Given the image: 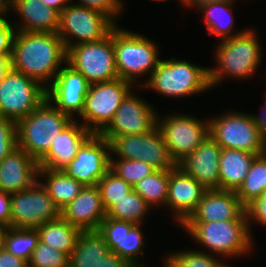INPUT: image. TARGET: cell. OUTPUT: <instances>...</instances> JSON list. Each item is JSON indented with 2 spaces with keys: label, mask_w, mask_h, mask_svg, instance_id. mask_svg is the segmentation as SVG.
<instances>
[{
  "label": "cell",
  "mask_w": 266,
  "mask_h": 267,
  "mask_svg": "<svg viewBox=\"0 0 266 267\" xmlns=\"http://www.w3.org/2000/svg\"><path fill=\"white\" fill-rule=\"evenodd\" d=\"M66 57L67 51L56 32L15 31L11 68L37 80L46 88L62 68L60 65L66 63Z\"/></svg>",
  "instance_id": "1"
},
{
  "label": "cell",
  "mask_w": 266,
  "mask_h": 267,
  "mask_svg": "<svg viewBox=\"0 0 266 267\" xmlns=\"http://www.w3.org/2000/svg\"><path fill=\"white\" fill-rule=\"evenodd\" d=\"M254 31L246 28L243 33L219 43L215 50L217 66L209 68L211 88L221 83L225 76L240 80L257 72L256 69L262 62V52Z\"/></svg>",
  "instance_id": "2"
},
{
  "label": "cell",
  "mask_w": 266,
  "mask_h": 267,
  "mask_svg": "<svg viewBox=\"0 0 266 267\" xmlns=\"http://www.w3.org/2000/svg\"><path fill=\"white\" fill-rule=\"evenodd\" d=\"M73 119L56 109L46 98L32 113L16 123L17 147L38 162L48 152L52 139Z\"/></svg>",
  "instance_id": "3"
},
{
  "label": "cell",
  "mask_w": 266,
  "mask_h": 267,
  "mask_svg": "<svg viewBox=\"0 0 266 267\" xmlns=\"http://www.w3.org/2000/svg\"><path fill=\"white\" fill-rule=\"evenodd\" d=\"M150 78L137 84L169 97H185L205 92L211 88L209 68L201 67L186 60H160Z\"/></svg>",
  "instance_id": "4"
},
{
  "label": "cell",
  "mask_w": 266,
  "mask_h": 267,
  "mask_svg": "<svg viewBox=\"0 0 266 267\" xmlns=\"http://www.w3.org/2000/svg\"><path fill=\"white\" fill-rule=\"evenodd\" d=\"M181 226L197 243L218 256L245 255L253 246L248 220L183 222Z\"/></svg>",
  "instance_id": "5"
},
{
  "label": "cell",
  "mask_w": 266,
  "mask_h": 267,
  "mask_svg": "<svg viewBox=\"0 0 266 267\" xmlns=\"http://www.w3.org/2000/svg\"><path fill=\"white\" fill-rule=\"evenodd\" d=\"M113 48L118 77L133 85L140 75L152 74L161 60L152 40L118 26L113 28Z\"/></svg>",
  "instance_id": "6"
},
{
  "label": "cell",
  "mask_w": 266,
  "mask_h": 267,
  "mask_svg": "<svg viewBox=\"0 0 266 267\" xmlns=\"http://www.w3.org/2000/svg\"><path fill=\"white\" fill-rule=\"evenodd\" d=\"M209 136L222 149H236L262 155L266 142L252 114L229 112L209 119Z\"/></svg>",
  "instance_id": "7"
},
{
  "label": "cell",
  "mask_w": 266,
  "mask_h": 267,
  "mask_svg": "<svg viewBox=\"0 0 266 267\" xmlns=\"http://www.w3.org/2000/svg\"><path fill=\"white\" fill-rule=\"evenodd\" d=\"M66 63L90 84L118 79L113 48V29L102 40L80 43L67 50Z\"/></svg>",
  "instance_id": "8"
},
{
  "label": "cell",
  "mask_w": 266,
  "mask_h": 267,
  "mask_svg": "<svg viewBox=\"0 0 266 267\" xmlns=\"http://www.w3.org/2000/svg\"><path fill=\"white\" fill-rule=\"evenodd\" d=\"M46 98L45 86L11 68L0 82V116L17 123Z\"/></svg>",
  "instance_id": "9"
},
{
  "label": "cell",
  "mask_w": 266,
  "mask_h": 267,
  "mask_svg": "<svg viewBox=\"0 0 266 267\" xmlns=\"http://www.w3.org/2000/svg\"><path fill=\"white\" fill-rule=\"evenodd\" d=\"M133 84L121 78L90 84L80 117L91 133L100 134L111 122L125 97L133 90ZM132 88V89H131Z\"/></svg>",
  "instance_id": "10"
},
{
  "label": "cell",
  "mask_w": 266,
  "mask_h": 267,
  "mask_svg": "<svg viewBox=\"0 0 266 267\" xmlns=\"http://www.w3.org/2000/svg\"><path fill=\"white\" fill-rule=\"evenodd\" d=\"M115 26L106 15L76 3H70L60 12L57 34L67 51L80 43L102 40ZM72 38L77 39L74 42Z\"/></svg>",
  "instance_id": "11"
},
{
  "label": "cell",
  "mask_w": 266,
  "mask_h": 267,
  "mask_svg": "<svg viewBox=\"0 0 266 267\" xmlns=\"http://www.w3.org/2000/svg\"><path fill=\"white\" fill-rule=\"evenodd\" d=\"M158 118L157 127L175 164L192 153L209 136V120L202 121L180 113L159 118L161 120Z\"/></svg>",
  "instance_id": "12"
},
{
  "label": "cell",
  "mask_w": 266,
  "mask_h": 267,
  "mask_svg": "<svg viewBox=\"0 0 266 267\" xmlns=\"http://www.w3.org/2000/svg\"><path fill=\"white\" fill-rule=\"evenodd\" d=\"M61 217V210L39 180L27 190L10 194V227L31 228Z\"/></svg>",
  "instance_id": "13"
},
{
  "label": "cell",
  "mask_w": 266,
  "mask_h": 267,
  "mask_svg": "<svg viewBox=\"0 0 266 267\" xmlns=\"http://www.w3.org/2000/svg\"><path fill=\"white\" fill-rule=\"evenodd\" d=\"M110 144L111 154L119 158L144 161L156 170H171L176 166L157 125L144 134L116 136Z\"/></svg>",
  "instance_id": "14"
},
{
  "label": "cell",
  "mask_w": 266,
  "mask_h": 267,
  "mask_svg": "<svg viewBox=\"0 0 266 267\" xmlns=\"http://www.w3.org/2000/svg\"><path fill=\"white\" fill-rule=\"evenodd\" d=\"M110 152V142L100 134L92 133L62 170L83 186H98L110 169Z\"/></svg>",
  "instance_id": "15"
},
{
  "label": "cell",
  "mask_w": 266,
  "mask_h": 267,
  "mask_svg": "<svg viewBox=\"0 0 266 267\" xmlns=\"http://www.w3.org/2000/svg\"><path fill=\"white\" fill-rule=\"evenodd\" d=\"M139 98L131 91L100 135L110 142L116 136L151 131L157 125V113L153 106Z\"/></svg>",
  "instance_id": "16"
},
{
  "label": "cell",
  "mask_w": 266,
  "mask_h": 267,
  "mask_svg": "<svg viewBox=\"0 0 266 267\" xmlns=\"http://www.w3.org/2000/svg\"><path fill=\"white\" fill-rule=\"evenodd\" d=\"M66 65L47 86L46 97L56 109L73 118L74 114L80 116L83 112L90 83L79 71L68 63Z\"/></svg>",
  "instance_id": "17"
},
{
  "label": "cell",
  "mask_w": 266,
  "mask_h": 267,
  "mask_svg": "<svg viewBox=\"0 0 266 267\" xmlns=\"http://www.w3.org/2000/svg\"><path fill=\"white\" fill-rule=\"evenodd\" d=\"M141 224L106 217L98 228L109 250L125 259L133 267H145L139 262L143 255V236ZM138 260V261H137Z\"/></svg>",
  "instance_id": "18"
},
{
  "label": "cell",
  "mask_w": 266,
  "mask_h": 267,
  "mask_svg": "<svg viewBox=\"0 0 266 267\" xmlns=\"http://www.w3.org/2000/svg\"><path fill=\"white\" fill-rule=\"evenodd\" d=\"M248 220L245 207L234 191L206 190L196 209L184 222Z\"/></svg>",
  "instance_id": "19"
},
{
  "label": "cell",
  "mask_w": 266,
  "mask_h": 267,
  "mask_svg": "<svg viewBox=\"0 0 266 267\" xmlns=\"http://www.w3.org/2000/svg\"><path fill=\"white\" fill-rule=\"evenodd\" d=\"M222 148L208 136L176 166L194 177L207 190L219 189V161Z\"/></svg>",
  "instance_id": "20"
},
{
  "label": "cell",
  "mask_w": 266,
  "mask_h": 267,
  "mask_svg": "<svg viewBox=\"0 0 266 267\" xmlns=\"http://www.w3.org/2000/svg\"><path fill=\"white\" fill-rule=\"evenodd\" d=\"M207 189L194 177L175 166L169 170V185L166 206L174 212L180 225L196 209Z\"/></svg>",
  "instance_id": "21"
},
{
  "label": "cell",
  "mask_w": 266,
  "mask_h": 267,
  "mask_svg": "<svg viewBox=\"0 0 266 267\" xmlns=\"http://www.w3.org/2000/svg\"><path fill=\"white\" fill-rule=\"evenodd\" d=\"M61 217L81 231L98 230L106 218L98 186H84L80 193L61 210Z\"/></svg>",
  "instance_id": "22"
},
{
  "label": "cell",
  "mask_w": 266,
  "mask_h": 267,
  "mask_svg": "<svg viewBox=\"0 0 266 267\" xmlns=\"http://www.w3.org/2000/svg\"><path fill=\"white\" fill-rule=\"evenodd\" d=\"M39 163L20 148L0 161V191L21 192L38 181Z\"/></svg>",
  "instance_id": "23"
},
{
  "label": "cell",
  "mask_w": 266,
  "mask_h": 267,
  "mask_svg": "<svg viewBox=\"0 0 266 267\" xmlns=\"http://www.w3.org/2000/svg\"><path fill=\"white\" fill-rule=\"evenodd\" d=\"M92 133L75 119L52 139L48 152L38 161L40 168L62 170L71 162Z\"/></svg>",
  "instance_id": "24"
},
{
  "label": "cell",
  "mask_w": 266,
  "mask_h": 267,
  "mask_svg": "<svg viewBox=\"0 0 266 267\" xmlns=\"http://www.w3.org/2000/svg\"><path fill=\"white\" fill-rule=\"evenodd\" d=\"M10 7L23 22L18 25L16 31L57 33L59 30L60 13L40 0H14Z\"/></svg>",
  "instance_id": "25"
},
{
  "label": "cell",
  "mask_w": 266,
  "mask_h": 267,
  "mask_svg": "<svg viewBox=\"0 0 266 267\" xmlns=\"http://www.w3.org/2000/svg\"><path fill=\"white\" fill-rule=\"evenodd\" d=\"M256 156L242 150L222 149L219 161V189L236 192Z\"/></svg>",
  "instance_id": "26"
},
{
  "label": "cell",
  "mask_w": 266,
  "mask_h": 267,
  "mask_svg": "<svg viewBox=\"0 0 266 267\" xmlns=\"http://www.w3.org/2000/svg\"><path fill=\"white\" fill-rule=\"evenodd\" d=\"M202 10L205 14L204 22L209 35H215L223 40L232 38L243 33L233 32V14H231L233 3L213 0H198L191 7Z\"/></svg>",
  "instance_id": "27"
},
{
  "label": "cell",
  "mask_w": 266,
  "mask_h": 267,
  "mask_svg": "<svg viewBox=\"0 0 266 267\" xmlns=\"http://www.w3.org/2000/svg\"><path fill=\"white\" fill-rule=\"evenodd\" d=\"M109 252L97 230L81 231L69 256V267H95Z\"/></svg>",
  "instance_id": "28"
},
{
  "label": "cell",
  "mask_w": 266,
  "mask_h": 267,
  "mask_svg": "<svg viewBox=\"0 0 266 267\" xmlns=\"http://www.w3.org/2000/svg\"><path fill=\"white\" fill-rule=\"evenodd\" d=\"M38 177H46V182L40 183L60 210L67 206L84 187L63 170L39 168Z\"/></svg>",
  "instance_id": "29"
},
{
  "label": "cell",
  "mask_w": 266,
  "mask_h": 267,
  "mask_svg": "<svg viewBox=\"0 0 266 267\" xmlns=\"http://www.w3.org/2000/svg\"><path fill=\"white\" fill-rule=\"evenodd\" d=\"M39 241L70 256L81 230L60 217L35 228Z\"/></svg>",
  "instance_id": "30"
},
{
  "label": "cell",
  "mask_w": 266,
  "mask_h": 267,
  "mask_svg": "<svg viewBox=\"0 0 266 267\" xmlns=\"http://www.w3.org/2000/svg\"><path fill=\"white\" fill-rule=\"evenodd\" d=\"M266 192V153L252 161L247 176L236 191L241 204L246 208Z\"/></svg>",
  "instance_id": "31"
},
{
  "label": "cell",
  "mask_w": 266,
  "mask_h": 267,
  "mask_svg": "<svg viewBox=\"0 0 266 267\" xmlns=\"http://www.w3.org/2000/svg\"><path fill=\"white\" fill-rule=\"evenodd\" d=\"M169 185V170H156L138 181L133 190L139 194L150 207L162 204L166 206Z\"/></svg>",
  "instance_id": "32"
},
{
  "label": "cell",
  "mask_w": 266,
  "mask_h": 267,
  "mask_svg": "<svg viewBox=\"0 0 266 267\" xmlns=\"http://www.w3.org/2000/svg\"><path fill=\"white\" fill-rule=\"evenodd\" d=\"M39 242L36 229L7 227L4 234V248L16 257L29 262Z\"/></svg>",
  "instance_id": "33"
},
{
  "label": "cell",
  "mask_w": 266,
  "mask_h": 267,
  "mask_svg": "<svg viewBox=\"0 0 266 267\" xmlns=\"http://www.w3.org/2000/svg\"><path fill=\"white\" fill-rule=\"evenodd\" d=\"M149 210L150 206L147 202L132 190L106 212V217L141 224Z\"/></svg>",
  "instance_id": "34"
},
{
  "label": "cell",
  "mask_w": 266,
  "mask_h": 267,
  "mask_svg": "<svg viewBox=\"0 0 266 267\" xmlns=\"http://www.w3.org/2000/svg\"><path fill=\"white\" fill-rule=\"evenodd\" d=\"M98 187L101 193L102 204L106 212L133 190L130 184L121 179L111 169H109L106 175L98 182Z\"/></svg>",
  "instance_id": "35"
},
{
  "label": "cell",
  "mask_w": 266,
  "mask_h": 267,
  "mask_svg": "<svg viewBox=\"0 0 266 267\" xmlns=\"http://www.w3.org/2000/svg\"><path fill=\"white\" fill-rule=\"evenodd\" d=\"M110 169L132 187L141 179L156 171L154 167L140 160H127L110 156Z\"/></svg>",
  "instance_id": "36"
},
{
  "label": "cell",
  "mask_w": 266,
  "mask_h": 267,
  "mask_svg": "<svg viewBox=\"0 0 266 267\" xmlns=\"http://www.w3.org/2000/svg\"><path fill=\"white\" fill-rule=\"evenodd\" d=\"M208 251H181L170 254L164 261V267H217L218 258Z\"/></svg>",
  "instance_id": "37"
},
{
  "label": "cell",
  "mask_w": 266,
  "mask_h": 267,
  "mask_svg": "<svg viewBox=\"0 0 266 267\" xmlns=\"http://www.w3.org/2000/svg\"><path fill=\"white\" fill-rule=\"evenodd\" d=\"M28 267H69V256L39 241L33 250Z\"/></svg>",
  "instance_id": "38"
},
{
  "label": "cell",
  "mask_w": 266,
  "mask_h": 267,
  "mask_svg": "<svg viewBox=\"0 0 266 267\" xmlns=\"http://www.w3.org/2000/svg\"><path fill=\"white\" fill-rule=\"evenodd\" d=\"M16 148V122L0 116V161Z\"/></svg>",
  "instance_id": "39"
},
{
  "label": "cell",
  "mask_w": 266,
  "mask_h": 267,
  "mask_svg": "<svg viewBox=\"0 0 266 267\" xmlns=\"http://www.w3.org/2000/svg\"><path fill=\"white\" fill-rule=\"evenodd\" d=\"M79 2L81 3L76 5L90 8L106 15L115 25L116 22L114 20L117 19L115 16L122 13L121 11H123L122 8L124 7L122 0H79Z\"/></svg>",
  "instance_id": "40"
},
{
  "label": "cell",
  "mask_w": 266,
  "mask_h": 267,
  "mask_svg": "<svg viewBox=\"0 0 266 267\" xmlns=\"http://www.w3.org/2000/svg\"><path fill=\"white\" fill-rule=\"evenodd\" d=\"M245 211L247 214L249 230H252L250 229L251 220L252 222L255 220V222L257 221L260 225L262 224V226H266V192L249 204L245 208Z\"/></svg>",
  "instance_id": "41"
},
{
  "label": "cell",
  "mask_w": 266,
  "mask_h": 267,
  "mask_svg": "<svg viewBox=\"0 0 266 267\" xmlns=\"http://www.w3.org/2000/svg\"><path fill=\"white\" fill-rule=\"evenodd\" d=\"M10 23L8 19H0V54L8 57H11L13 38L17 28Z\"/></svg>",
  "instance_id": "42"
},
{
  "label": "cell",
  "mask_w": 266,
  "mask_h": 267,
  "mask_svg": "<svg viewBox=\"0 0 266 267\" xmlns=\"http://www.w3.org/2000/svg\"><path fill=\"white\" fill-rule=\"evenodd\" d=\"M0 267H28V262L14 256L3 246L0 248Z\"/></svg>",
  "instance_id": "43"
},
{
  "label": "cell",
  "mask_w": 266,
  "mask_h": 267,
  "mask_svg": "<svg viewBox=\"0 0 266 267\" xmlns=\"http://www.w3.org/2000/svg\"><path fill=\"white\" fill-rule=\"evenodd\" d=\"M95 267H133L125 259L110 251Z\"/></svg>",
  "instance_id": "44"
},
{
  "label": "cell",
  "mask_w": 266,
  "mask_h": 267,
  "mask_svg": "<svg viewBox=\"0 0 266 267\" xmlns=\"http://www.w3.org/2000/svg\"><path fill=\"white\" fill-rule=\"evenodd\" d=\"M0 224L10 227V194L0 191Z\"/></svg>",
  "instance_id": "45"
},
{
  "label": "cell",
  "mask_w": 266,
  "mask_h": 267,
  "mask_svg": "<svg viewBox=\"0 0 266 267\" xmlns=\"http://www.w3.org/2000/svg\"><path fill=\"white\" fill-rule=\"evenodd\" d=\"M265 104H266V102H265ZM263 108H264L263 110L266 112V106H264ZM265 116H266V113H263V115L262 114L254 115L253 114L254 121L257 124L264 141L266 142V117Z\"/></svg>",
  "instance_id": "46"
},
{
  "label": "cell",
  "mask_w": 266,
  "mask_h": 267,
  "mask_svg": "<svg viewBox=\"0 0 266 267\" xmlns=\"http://www.w3.org/2000/svg\"><path fill=\"white\" fill-rule=\"evenodd\" d=\"M11 69L10 57L0 54V82L4 79L6 73Z\"/></svg>",
  "instance_id": "47"
},
{
  "label": "cell",
  "mask_w": 266,
  "mask_h": 267,
  "mask_svg": "<svg viewBox=\"0 0 266 267\" xmlns=\"http://www.w3.org/2000/svg\"><path fill=\"white\" fill-rule=\"evenodd\" d=\"M44 5H47L59 13L68 5L71 0H40Z\"/></svg>",
  "instance_id": "48"
},
{
  "label": "cell",
  "mask_w": 266,
  "mask_h": 267,
  "mask_svg": "<svg viewBox=\"0 0 266 267\" xmlns=\"http://www.w3.org/2000/svg\"><path fill=\"white\" fill-rule=\"evenodd\" d=\"M10 4L6 0H0V19H6L3 17L9 12Z\"/></svg>",
  "instance_id": "49"
},
{
  "label": "cell",
  "mask_w": 266,
  "mask_h": 267,
  "mask_svg": "<svg viewBox=\"0 0 266 267\" xmlns=\"http://www.w3.org/2000/svg\"><path fill=\"white\" fill-rule=\"evenodd\" d=\"M7 227L3 224H0V248L3 247V243H4V234L6 231Z\"/></svg>",
  "instance_id": "50"
},
{
  "label": "cell",
  "mask_w": 266,
  "mask_h": 267,
  "mask_svg": "<svg viewBox=\"0 0 266 267\" xmlns=\"http://www.w3.org/2000/svg\"><path fill=\"white\" fill-rule=\"evenodd\" d=\"M196 1L198 0H184V5L187 7H191V5H193Z\"/></svg>",
  "instance_id": "51"
},
{
  "label": "cell",
  "mask_w": 266,
  "mask_h": 267,
  "mask_svg": "<svg viewBox=\"0 0 266 267\" xmlns=\"http://www.w3.org/2000/svg\"><path fill=\"white\" fill-rule=\"evenodd\" d=\"M223 260H221V262L217 265V267H230L228 264H224V262H222Z\"/></svg>",
  "instance_id": "52"
},
{
  "label": "cell",
  "mask_w": 266,
  "mask_h": 267,
  "mask_svg": "<svg viewBox=\"0 0 266 267\" xmlns=\"http://www.w3.org/2000/svg\"><path fill=\"white\" fill-rule=\"evenodd\" d=\"M213 1H224V2H229V3H235V0H213Z\"/></svg>",
  "instance_id": "53"
},
{
  "label": "cell",
  "mask_w": 266,
  "mask_h": 267,
  "mask_svg": "<svg viewBox=\"0 0 266 267\" xmlns=\"http://www.w3.org/2000/svg\"><path fill=\"white\" fill-rule=\"evenodd\" d=\"M154 1H162V2H165V1H167V0H154ZM181 3L180 4H182L183 3V5H184V0H179Z\"/></svg>",
  "instance_id": "54"
},
{
  "label": "cell",
  "mask_w": 266,
  "mask_h": 267,
  "mask_svg": "<svg viewBox=\"0 0 266 267\" xmlns=\"http://www.w3.org/2000/svg\"><path fill=\"white\" fill-rule=\"evenodd\" d=\"M9 4H11L14 0H6Z\"/></svg>",
  "instance_id": "55"
}]
</instances>
